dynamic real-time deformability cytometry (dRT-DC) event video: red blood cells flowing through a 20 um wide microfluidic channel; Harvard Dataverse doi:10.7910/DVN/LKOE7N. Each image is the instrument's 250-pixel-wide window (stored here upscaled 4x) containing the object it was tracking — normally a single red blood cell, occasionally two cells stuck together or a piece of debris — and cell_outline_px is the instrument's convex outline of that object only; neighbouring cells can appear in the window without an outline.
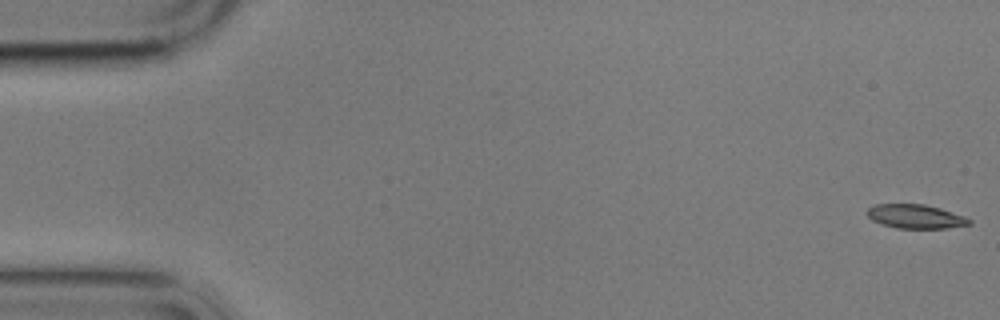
{"species": "common noctule bat (a hibernating species)", "species_latin": "Nyctalus noctula", "temperature_condition": "cold", "stored_images_in_passage": 5, "camera_frame_rate_fps": 3000, "um_per_image_px": 0.085, "animal": {"sex": "male", "body_mass_g": 17.9}, "frame": {"image": 1, "passage_image": 1, "time_ms": 0.0, "image_size_px": [1000, 320], "cell_outline_px": [[972, 224], [948, 228], [896, 228], [872, 220], [864, 212], [868, 208], [876, 204], [924, 204], [940, 208], [964, 216], [972, 220]], "centroid_in_image_um": [77.82, 18.39], "position_along_channel_um": 7.2, "area_um2": 14.28}}
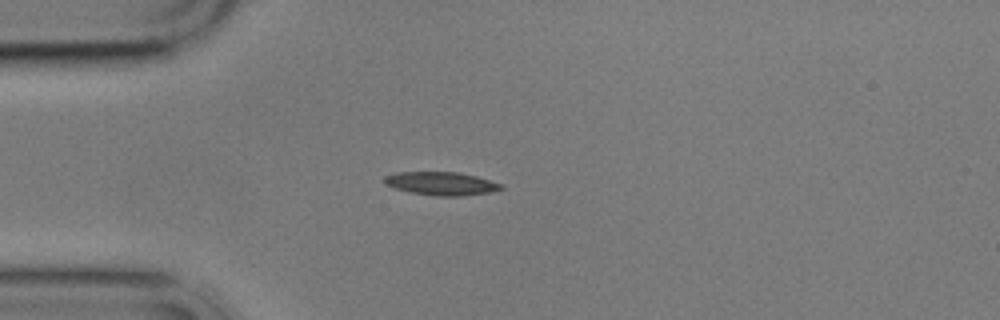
{"frame": {"image": 2, "passage_image": 5, "time_ms": 4.667, "image_size_px": [1000, 320], "cell_outline_px": [[504, 188], [488, 192], [460, 196], [436, 196], [412, 192], [396, 188], [384, 184], [384, 176], [396, 172], [460, 172], [476, 176], [504, 184]], "centroid_in_image_um": [37.52, 15.59], "position_along_channel_um": 47.5, "area_um2": 15.78}}